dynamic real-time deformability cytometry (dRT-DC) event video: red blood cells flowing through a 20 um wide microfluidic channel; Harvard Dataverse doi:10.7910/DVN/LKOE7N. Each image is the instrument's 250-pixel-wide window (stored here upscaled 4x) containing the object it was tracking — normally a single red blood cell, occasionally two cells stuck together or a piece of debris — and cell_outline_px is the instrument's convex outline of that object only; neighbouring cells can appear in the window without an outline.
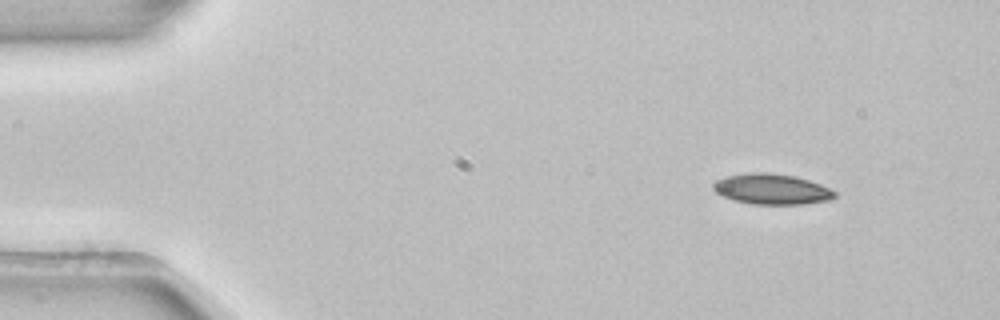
{"species": "common noctule bat (a hibernating species)", "species_latin": "Nyctalus noctula", "temperature_condition": "room temperature", "stored_images_in_passage": 4, "camera_frame_rate_fps": 3000, "um_per_image_px": 0.085, "animal": {"sex": "female", "body_mass_g": 22.7, "forearm_length_mm": 54.2}, "frame": {"image": 1, "passage_image": 2, "time_ms": 0.333, "image_size_px": [1000, 320], "cell_outline_px": [[836, 196], [828, 200], [804, 204], [752, 204], [736, 200], [724, 196], [716, 192], [712, 188], [712, 184], [716, 180], [728, 176], [752, 172], [764, 172], [796, 176], [820, 184], [836, 192]], "centroid_in_image_um": [65.6, 16.07], "position_along_channel_um": 19.4, "area_um2": 21.39}}
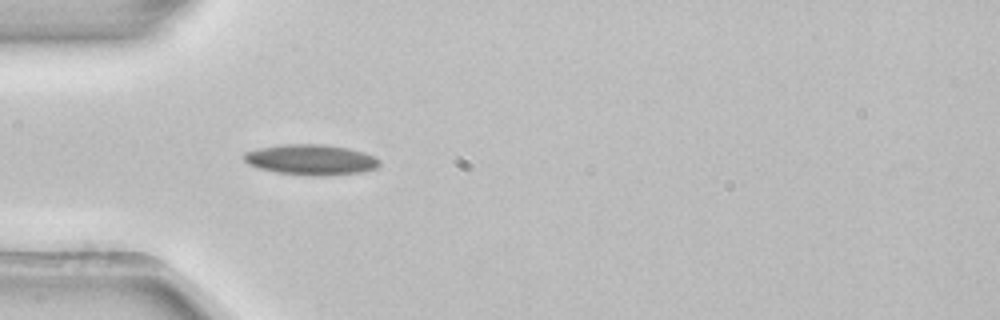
{"frame": {"image": 2, "passage_image": 4, "time_ms": 1.0, "image_size_px": [1000, 320], "cell_outline_px": [[380, 164], [376, 168], [360, 172], [328, 176], [312, 176], [276, 172], [260, 168], [248, 164], [244, 160], [244, 152], [260, 148], [280, 144], [324, 144], [348, 148], [364, 152], [376, 156], [380, 160]], "centroid_in_image_um": [26.46, 13.57], "position_along_channel_um": 58.5, "area_um2": 24.22}}